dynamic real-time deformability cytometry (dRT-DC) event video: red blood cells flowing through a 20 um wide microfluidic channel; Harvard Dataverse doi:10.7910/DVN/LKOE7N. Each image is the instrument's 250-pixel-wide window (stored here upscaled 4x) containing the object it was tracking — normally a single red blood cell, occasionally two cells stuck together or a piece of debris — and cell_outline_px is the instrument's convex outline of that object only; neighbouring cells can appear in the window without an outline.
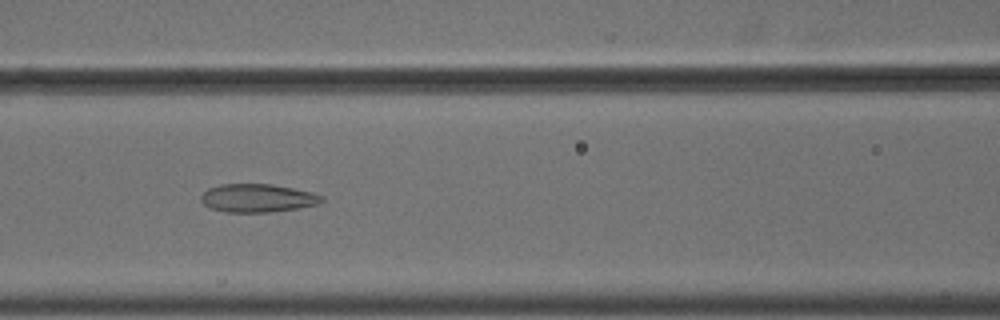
{"species": "common noctule bat (a hibernating species)", "species_latin": "Nyctalus noctula", "temperature_condition": "cold", "stored_images_in_passage": 55, "camera_frame_rate_fps": 3000, "um_per_image_px": 0.085, "animal": {"sex": "male", "body_mass_g": 18.8}, "frame": {"image": 1, "passage_image": 25, "time_ms": 8.0, "image_size_px": [1000, 320], "cell_outline_px": [[324, 200], [316, 204], [296, 208], [268, 212], [224, 212], [212, 208], [204, 204], [200, 200], [200, 196], [208, 188], [220, 184], [272, 184], [312, 192], [324, 196]], "centroid_in_image_um": [21.87, 16.83], "position_along_channel_um": 144.7, "area_um2": 19.77}}
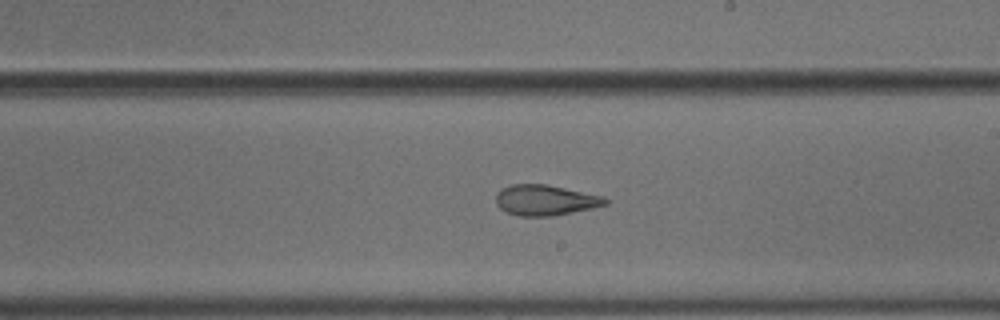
{"frame": {"image": 2, "passage_image": 33, "time_ms": 10.667, "image_size_px": [1000, 320], "cell_outline_px": [[608, 204], [592, 208], [556, 216], [520, 216], [508, 212], [500, 208], [496, 204], [496, 192], [500, 188], [512, 184], [548, 184], [604, 196], [608, 200]], "centroid_in_image_um": [46.36, 17.0], "position_along_channel_um": 242.6, "area_um2": 19.71}}
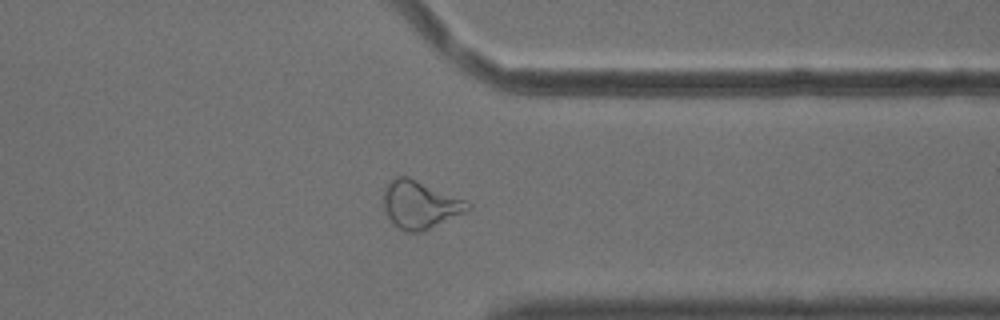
{"frame": {"image": 3, "passage_image": 44, "time_ms": 14.333, "image_size_px": [1000, 320], "cell_outline_px": [[472, 208], [424, 232], [404, 232], [392, 224], [384, 208], [384, 188], [396, 176], [408, 176], [468, 200], [472, 204]], "centroid_in_image_um": [35.72, 17.4], "position_along_channel_um": 375.7, "area_um2": 23.7}, "authors_computed_cell_mechanics": {"area_um2": 24.9696, "velocity_mm_per_s": 3.6762, "shape_relaxation_time_tau1_ms": null, "shape_relaxation_time_tau2_ms": 1.8018, "deformation_change_tau1": null, "deformation_change_tau2": 0.0987}}